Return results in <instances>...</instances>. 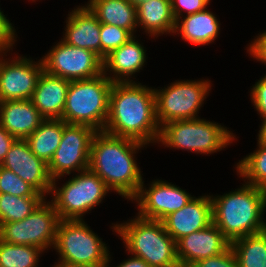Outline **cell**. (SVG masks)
Segmentation results:
<instances>
[{
  "mask_svg": "<svg viewBox=\"0 0 266 267\" xmlns=\"http://www.w3.org/2000/svg\"><path fill=\"white\" fill-rule=\"evenodd\" d=\"M104 132L146 145L158 143L154 88L138 82H113Z\"/></svg>",
  "mask_w": 266,
  "mask_h": 267,
  "instance_id": "cell-1",
  "label": "cell"
},
{
  "mask_svg": "<svg viewBox=\"0 0 266 267\" xmlns=\"http://www.w3.org/2000/svg\"><path fill=\"white\" fill-rule=\"evenodd\" d=\"M146 144L97 131L90 146L88 169L122 198L132 200L143 182L135 154Z\"/></svg>",
  "mask_w": 266,
  "mask_h": 267,
  "instance_id": "cell-2",
  "label": "cell"
},
{
  "mask_svg": "<svg viewBox=\"0 0 266 267\" xmlns=\"http://www.w3.org/2000/svg\"><path fill=\"white\" fill-rule=\"evenodd\" d=\"M242 185L235 191L211 196L212 222L230 242L266 230L263 218L266 201L262 188Z\"/></svg>",
  "mask_w": 266,
  "mask_h": 267,
  "instance_id": "cell-3",
  "label": "cell"
},
{
  "mask_svg": "<svg viewBox=\"0 0 266 267\" xmlns=\"http://www.w3.org/2000/svg\"><path fill=\"white\" fill-rule=\"evenodd\" d=\"M110 228L125 244L129 255L142 258L151 267H180L176 256V242L166 232L162 221L140 216Z\"/></svg>",
  "mask_w": 266,
  "mask_h": 267,
  "instance_id": "cell-4",
  "label": "cell"
},
{
  "mask_svg": "<svg viewBox=\"0 0 266 267\" xmlns=\"http://www.w3.org/2000/svg\"><path fill=\"white\" fill-rule=\"evenodd\" d=\"M113 82L103 73L95 78L70 81L62 119L103 131L109 113Z\"/></svg>",
  "mask_w": 266,
  "mask_h": 267,
  "instance_id": "cell-5",
  "label": "cell"
},
{
  "mask_svg": "<svg viewBox=\"0 0 266 267\" xmlns=\"http://www.w3.org/2000/svg\"><path fill=\"white\" fill-rule=\"evenodd\" d=\"M235 136L224 125L206 119L175 120L160 128L157 144L207 155L228 147Z\"/></svg>",
  "mask_w": 266,
  "mask_h": 267,
  "instance_id": "cell-6",
  "label": "cell"
},
{
  "mask_svg": "<svg viewBox=\"0 0 266 267\" xmlns=\"http://www.w3.org/2000/svg\"><path fill=\"white\" fill-rule=\"evenodd\" d=\"M52 182L50 200L60 220H83V216L92 211L111 191L97 174L89 169L78 172L68 179L61 188Z\"/></svg>",
  "mask_w": 266,
  "mask_h": 267,
  "instance_id": "cell-7",
  "label": "cell"
},
{
  "mask_svg": "<svg viewBox=\"0 0 266 267\" xmlns=\"http://www.w3.org/2000/svg\"><path fill=\"white\" fill-rule=\"evenodd\" d=\"M84 220H60L54 250L58 252L57 262L70 264H107L110 251Z\"/></svg>",
  "mask_w": 266,
  "mask_h": 267,
  "instance_id": "cell-8",
  "label": "cell"
},
{
  "mask_svg": "<svg viewBox=\"0 0 266 267\" xmlns=\"http://www.w3.org/2000/svg\"><path fill=\"white\" fill-rule=\"evenodd\" d=\"M209 79L174 81L154 88L156 119L160 128L175 120L195 119L211 90Z\"/></svg>",
  "mask_w": 266,
  "mask_h": 267,
  "instance_id": "cell-9",
  "label": "cell"
},
{
  "mask_svg": "<svg viewBox=\"0 0 266 267\" xmlns=\"http://www.w3.org/2000/svg\"><path fill=\"white\" fill-rule=\"evenodd\" d=\"M46 200L25 219L2 223L0 239L11 244L36 246L43 251L53 249L60 219L53 203Z\"/></svg>",
  "mask_w": 266,
  "mask_h": 267,
  "instance_id": "cell-10",
  "label": "cell"
},
{
  "mask_svg": "<svg viewBox=\"0 0 266 267\" xmlns=\"http://www.w3.org/2000/svg\"><path fill=\"white\" fill-rule=\"evenodd\" d=\"M96 132L89 126L68 124L63 120L62 139L48 164L52 182L74 171L78 173L88 169L90 146Z\"/></svg>",
  "mask_w": 266,
  "mask_h": 267,
  "instance_id": "cell-11",
  "label": "cell"
},
{
  "mask_svg": "<svg viewBox=\"0 0 266 267\" xmlns=\"http://www.w3.org/2000/svg\"><path fill=\"white\" fill-rule=\"evenodd\" d=\"M41 60L44 71L69 81L91 79L103 74V59L98 54L68 45L62 39Z\"/></svg>",
  "mask_w": 266,
  "mask_h": 267,
  "instance_id": "cell-12",
  "label": "cell"
},
{
  "mask_svg": "<svg viewBox=\"0 0 266 267\" xmlns=\"http://www.w3.org/2000/svg\"><path fill=\"white\" fill-rule=\"evenodd\" d=\"M4 55L0 54V102L31 99L44 70L41 58L38 62L27 56L7 60Z\"/></svg>",
  "mask_w": 266,
  "mask_h": 267,
  "instance_id": "cell-13",
  "label": "cell"
},
{
  "mask_svg": "<svg viewBox=\"0 0 266 267\" xmlns=\"http://www.w3.org/2000/svg\"><path fill=\"white\" fill-rule=\"evenodd\" d=\"M144 180L140 185L137 195L131 200L135 201L137 215L145 218L162 221L170 213L183 208L194 196L177 185L163 180H154L149 188L144 186Z\"/></svg>",
  "mask_w": 266,
  "mask_h": 267,
  "instance_id": "cell-14",
  "label": "cell"
},
{
  "mask_svg": "<svg viewBox=\"0 0 266 267\" xmlns=\"http://www.w3.org/2000/svg\"><path fill=\"white\" fill-rule=\"evenodd\" d=\"M2 167L13 171L45 198L50 195L52 179L48 172V164L34 155L25 139L14 141Z\"/></svg>",
  "mask_w": 266,
  "mask_h": 267,
  "instance_id": "cell-15",
  "label": "cell"
},
{
  "mask_svg": "<svg viewBox=\"0 0 266 267\" xmlns=\"http://www.w3.org/2000/svg\"><path fill=\"white\" fill-rule=\"evenodd\" d=\"M231 242L212 222L206 228L195 231L176 241V256L180 267L192 264L225 252Z\"/></svg>",
  "mask_w": 266,
  "mask_h": 267,
  "instance_id": "cell-16",
  "label": "cell"
},
{
  "mask_svg": "<svg viewBox=\"0 0 266 267\" xmlns=\"http://www.w3.org/2000/svg\"><path fill=\"white\" fill-rule=\"evenodd\" d=\"M166 232L176 242L212 223L211 196L193 197L183 208L170 213L162 220Z\"/></svg>",
  "mask_w": 266,
  "mask_h": 267,
  "instance_id": "cell-17",
  "label": "cell"
},
{
  "mask_svg": "<svg viewBox=\"0 0 266 267\" xmlns=\"http://www.w3.org/2000/svg\"><path fill=\"white\" fill-rule=\"evenodd\" d=\"M144 48L143 44L136 39V35L133 36L103 59V73L112 82H133L131 78L146 64L147 50Z\"/></svg>",
  "mask_w": 266,
  "mask_h": 267,
  "instance_id": "cell-18",
  "label": "cell"
},
{
  "mask_svg": "<svg viewBox=\"0 0 266 267\" xmlns=\"http://www.w3.org/2000/svg\"><path fill=\"white\" fill-rule=\"evenodd\" d=\"M62 40L68 45L91 50L101 57L100 21L86 6L69 12Z\"/></svg>",
  "mask_w": 266,
  "mask_h": 267,
  "instance_id": "cell-19",
  "label": "cell"
},
{
  "mask_svg": "<svg viewBox=\"0 0 266 267\" xmlns=\"http://www.w3.org/2000/svg\"><path fill=\"white\" fill-rule=\"evenodd\" d=\"M45 120L31 99L0 102V125L16 139H26Z\"/></svg>",
  "mask_w": 266,
  "mask_h": 267,
  "instance_id": "cell-20",
  "label": "cell"
},
{
  "mask_svg": "<svg viewBox=\"0 0 266 267\" xmlns=\"http://www.w3.org/2000/svg\"><path fill=\"white\" fill-rule=\"evenodd\" d=\"M69 84L44 70L40 74L31 101L45 119H62Z\"/></svg>",
  "mask_w": 266,
  "mask_h": 267,
  "instance_id": "cell-21",
  "label": "cell"
},
{
  "mask_svg": "<svg viewBox=\"0 0 266 267\" xmlns=\"http://www.w3.org/2000/svg\"><path fill=\"white\" fill-rule=\"evenodd\" d=\"M219 22L215 14L206 8L178 19L174 34H180L184 41L192 45H208L214 43L220 34Z\"/></svg>",
  "mask_w": 266,
  "mask_h": 267,
  "instance_id": "cell-22",
  "label": "cell"
},
{
  "mask_svg": "<svg viewBox=\"0 0 266 267\" xmlns=\"http://www.w3.org/2000/svg\"><path fill=\"white\" fill-rule=\"evenodd\" d=\"M137 25L149 37L157 38L164 33L174 35L176 21L171 0H148L137 6Z\"/></svg>",
  "mask_w": 266,
  "mask_h": 267,
  "instance_id": "cell-23",
  "label": "cell"
},
{
  "mask_svg": "<svg viewBox=\"0 0 266 267\" xmlns=\"http://www.w3.org/2000/svg\"><path fill=\"white\" fill-rule=\"evenodd\" d=\"M85 5L100 23L118 26L135 35L138 27L137 7L129 0H88Z\"/></svg>",
  "mask_w": 266,
  "mask_h": 267,
  "instance_id": "cell-24",
  "label": "cell"
},
{
  "mask_svg": "<svg viewBox=\"0 0 266 267\" xmlns=\"http://www.w3.org/2000/svg\"><path fill=\"white\" fill-rule=\"evenodd\" d=\"M63 136V119H45L25 140L36 157L49 164Z\"/></svg>",
  "mask_w": 266,
  "mask_h": 267,
  "instance_id": "cell-25",
  "label": "cell"
},
{
  "mask_svg": "<svg viewBox=\"0 0 266 267\" xmlns=\"http://www.w3.org/2000/svg\"><path fill=\"white\" fill-rule=\"evenodd\" d=\"M239 267H266V230L231 242Z\"/></svg>",
  "mask_w": 266,
  "mask_h": 267,
  "instance_id": "cell-26",
  "label": "cell"
},
{
  "mask_svg": "<svg viewBox=\"0 0 266 267\" xmlns=\"http://www.w3.org/2000/svg\"><path fill=\"white\" fill-rule=\"evenodd\" d=\"M257 146V150L239 160L235 166L239 178H244L245 183L262 188L266 184V144L257 142Z\"/></svg>",
  "mask_w": 266,
  "mask_h": 267,
  "instance_id": "cell-27",
  "label": "cell"
},
{
  "mask_svg": "<svg viewBox=\"0 0 266 267\" xmlns=\"http://www.w3.org/2000/svg\"><path fill=\"white\" fill-rule=\"evenodd\" d=\"M43 250L36 246L7 243L0 239V267H38Z\"/></svg>",
  "mask_w": 266,
  "mask_h": 267,
  "instance_id": "cell-28",
  "label": "cell"
},
{
  "mask_svg": "<svg viewBox=\"0 0 266 267\" xmlns=\"http://www.w3.org/2000/svg\"><path fill=\"white\" fill-rule=\"evenodd\" d=\"M45 197H19L0 193V225L28 217Z\"/></svg>",
  "mask_w": 266,
  "mask_h": 267,
  "instance_id": "cell-29",
  "label": "cell"
},
{
  "mask_svg": "<svg viewBox=\"0 0 266 267\" xmlns=\"http://www.w3.org/2000/svg\"><path fill=\"white\" fill-rule=\"evenodd\" d=\"M0 193L19 197H44L13 171L0 166Z\"/></svg>",
  "mask_w": 266,
  "mask_h": 267,
  "instance_id": "cell-30",
  "label": "cell"
},
{
  "mask_svg": "<svg viewBox=\"0 0 266 267\" xmlns=\"http://www.w3.org/2000/svg\"><path fill=\"white\" fill-rule=\"evenodd\" d=\"M133 35L123 28L110 24H100L101 58L128 42Z\"/></svg>",
  "mask_w": 266,
  "mask_h": 267,
  "instance_id": "cell-31",
  "label": "cell"
},
{
  "mask_svg": "<svg viewBox=\"0 0 266 267\" xmlns=\"http://www.w3.org/2000/svg\"><path fill=\"white\" fill-rule=\"evenodd\" d=\"M211 0H171L172 14L175 21L182 18L185 14L201 12L210 5ZM184 15H183V13Z\"/></svg>",
  "mask_w": 266,
  "mask_h": 267,
  "instance_id": "cell-32",
  "label": "cell"
},
{
  "mask_svg": "<svg viewBox=\"0 0 266 267\" xmlns=\"http://www.w3.org/2000/svg\"><path fill=\"white\" fill-rule=\"evenodd\" d=\"M3 13L0 9V54H6L10 49L12 51L15 41L17 42L16 30Z\"/></svg>",
  "mask_w": 266,
  "mask_h": 267,
  "instance_id": "cell-33",
  "label": "cell"
},
{
  "mask_svg": "<svg viewBox=\"0 0 266 267\" xmlns=\"http://www.w3.org/2000/svg\"><path fill=\"white\" fill-rule=\"evenodd\" d=\"M190 267H239L235 253L230 246L225 252L200 260Z\"/></svg>",
  "mask_w": 266,
  "mask_h": 267,
  "instance_id": "cell-34",
  "label": "cell"
},
{
  "mask_svg": "<svg viewBox=\"0 0 266 267\" xmlns=\"http://www.w3.org/2000/svg\"><path fill=\"white\" fill-rule=\"evenodd\" d=\"M251 102L260 117L266 116V74L261 77L250 91Z\"/></svg>",
  "mask_w": 266,
  "mask_h": 267,
  "instance_id": "cell-35",
  "label": "cell"
},
{
  "mask_svg": "<svg viewBox=\"0 0 266 267\" xmlns=\"http://www.w3.org/2000/svg\"><path fill=\"white\" fill-rule=\"evenodd\" d=\"M250 45L247 47V52L252 58L266 65V31L258 34Z\"/></svg>",
  "mask_w": 266,
  "mask_h": 267,
  "instance_id": "cell-36",
  "label": "cell"
},
{
  "mask_svg": "<svg viewBox=\"0 0 266 267\" xmlns=\"http://www.w3.org/2000/svg\"><path fill=\"white\" fill-rule=\"evenodd\" d=\"M15 140L16 138L10 135V133L0 125V166H2V163Z\"/></svg>",
  "mask_w": 266,
  "mask_h": 267,
  "instance_id": "cell-37",
  "label": "cell"
},
{
  "mask_svg": "<svg viewBox=\"0 0 266 267\" xmlns=\"http://www.w3.org/2000/svg\"><path fill=\"white\" fill-rule=\"evenodd\" d=\"M110 253L108 256L106 267H110L109 263H111V257ZM115 267V266H114ZM116 267H151L146 261H144L142 258H138L136 256L131 255L130 258L124 259L121 263H119Z\"/></svg>",
  "mask_w": 266,
  "mask_h": 267,
  "instance_id": "cell-38",
  "label": "cell"
},
{
  "mask_svg": "<svg viewBox=\"0 0 266 267\" xmlns=\"http://www.w3.org/2000/svg\"><path fill=\"white\" fill-rule=\"evenodd\" d=\"M260 118H263L261 119L262 121V124L261 126L259 127L260 130L258 131V142L260 143H265L266 144V116H263V117H260Z\"/></svg>",
  "mask_w": 266,
  "mask_h": 267,
  "instance_id": "cell-39",
  "label": "cell"
},
{
  "mask_svg": "<svg viewBox=\"0 0 266 267\" xmlns=\"http://www.w3.org/2000/svg\"><path fill=\"white\" fill-rule=\"evenodd\" d=\"M52 267H106V264H98V265H84V264H70L67 262H58L54 264Z\"/></svg>",
  "mask_w": 266,
  "mask_h": 267,
  "instance_id": "cell-40",
  "label": "cell"
},
{
  "mask_svg": "<svg viewBox=\"0 0 266 267\" xmlns=\"http://www.w3.org/2000/svg\"><path fill=\"white\" fill-rule=\"evenodd\" d=\"M135 7L141 5L144 2H147L148 0H129Z\"/></svg>",
  "mask_w": 266,
  "mask_h": 267,
  "instance_id": "cell-41",
  "label": "cell"
},
{
  "mask_svg": "<svg viewBox=\"0 0 266 267\" xmlns=\"http://www.w3.org/2000/svg\"><path fill=\"white\" fill-rule=\"evenodd\" d=\"M262 190H263L264 199L266 201V184L262 187Z\"/></svg>",
  "mask_w": 266,
  "mask_h": 267,
  "instance_id": "cell-42",
  "label": "cell"
}]
</instances>
